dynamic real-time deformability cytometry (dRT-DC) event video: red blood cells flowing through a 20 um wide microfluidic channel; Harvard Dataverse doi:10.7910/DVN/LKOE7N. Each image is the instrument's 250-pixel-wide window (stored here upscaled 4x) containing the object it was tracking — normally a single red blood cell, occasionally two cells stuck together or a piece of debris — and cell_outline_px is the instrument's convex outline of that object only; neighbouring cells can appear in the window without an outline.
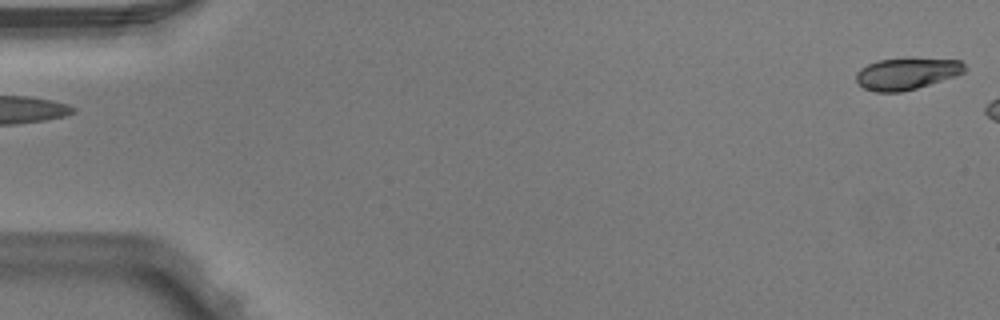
{"species": "Egyptian fruit bat (a non-hibernating species)", "species_latin": "Rousettus aegyptiacus", "temperature_condition": "warm", "stored_images_in_passage": 2, "segment_of_instrument_passage": [2, 2], "camera_frame_rate_fps": 3000, "um_per_image_px": 0.085, "animal": {"sex": "male"}, "frame": {"image": 1, "passage_image": 2, "time_ms": 0.333, "image_size_px": [1000, 320], "cell_outline_px": [[968, 68], [964, 72], [956, 76], [916, 88], [900, 92], [876, 92], [864, 88], [856, 80], [856, 72], [860, 68], [868, 64], [880, 60], [908, 56], [960, 60]], "centroid_in_image_um": [77.1, 6.22], "position_along_channel_um": 7.9, "area_um2": 20.58}}